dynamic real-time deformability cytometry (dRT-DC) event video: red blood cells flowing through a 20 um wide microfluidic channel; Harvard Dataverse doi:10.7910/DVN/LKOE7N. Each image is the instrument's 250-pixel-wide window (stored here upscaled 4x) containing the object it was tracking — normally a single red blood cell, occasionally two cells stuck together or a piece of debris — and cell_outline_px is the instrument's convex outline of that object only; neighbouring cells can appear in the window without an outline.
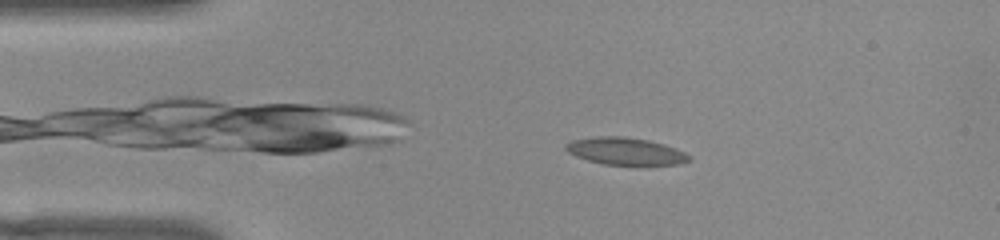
{"species": "common noctule bat (a hibernating species)", "species_latin": "Nyctalus noctula", "temperature_condition": "warm", "stored_images_in_passage": 50, "camera_frame_rate_fps": 3000, "um_per_image_px": 0.085, "animal": {"sex": "female", "body_mass_g": 22.0, "forearm_length_mm": 56.7}, "frame": {"image": 1, "passage_image": 6, "time_ms": 1.667, "image_size_px": [1000, 240], "cell_outline_px": [[692, 160], [680, 164], [636, 168], [604, 164], [588, 160], [576, 156], [568, 152], [564, 148], [564, 144], [572, 140], [596, 136], [624, 136], [648, 140], [664, 144], [676, 148], [692, 156]], "centroid_in_image_um": [53.23, 12.9], "position_along_channel_um": 31.8, "area_um2": 20.63}}
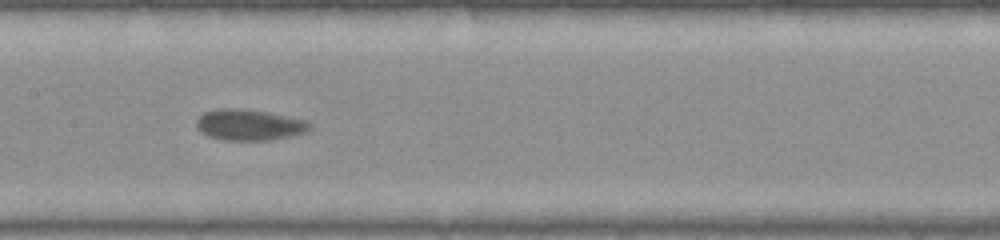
{"frame": {"image": 2, "passage_image": 22, "time_ms": 7.0, "image_size_px": [1000, 240], "cell_outline_px": [[312, 128], [308, 132], [272, 140], [224, 140], [208, 136], [200, 132], [196, 128], [196, 120], [204, 112], [220, 108], [236, 108], [268, 112], [304, 120], [312, 124]], "centroid_in_image_um": [21.18, 10.62], "position_along_channel_um": 186.2, "area_um2": 20.58}}
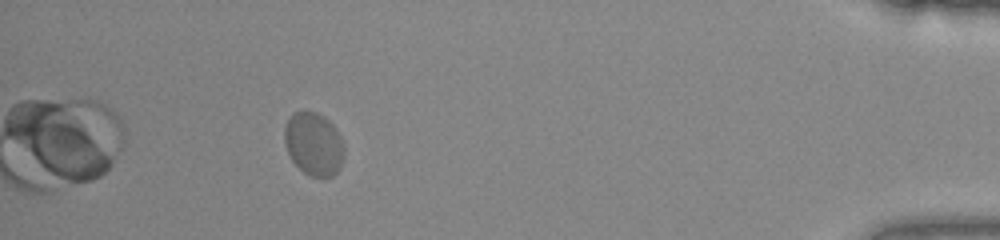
{"frame": {"image": 3, "passage_image": 45, "time_ms": 14.667, "image_size_px": [1000, 240], "cell_outline_px": [[344, 156], [340, 168], [332, 176], [308, 176], [292, 160], [284, 144], [284, 128], [292, 112], [316, 112], [324, 116], [336, 128], [344, 144]], "centroid_in_image_um": [26.67, 12.23], "position_along_channel_um": 408.5, "area_um2": 21.96}, "authors_computed_cell_mechanics": {"area_um2": 20.3167, "velocity_mm_per_s": 3.6977, "shape_relaxation_time_tau1_ms": 4.9783, "shape_relaxation_time_tau2_ms": null, "deformation_change_tau1": 0.1125, "deformation_change_tau2": null}}